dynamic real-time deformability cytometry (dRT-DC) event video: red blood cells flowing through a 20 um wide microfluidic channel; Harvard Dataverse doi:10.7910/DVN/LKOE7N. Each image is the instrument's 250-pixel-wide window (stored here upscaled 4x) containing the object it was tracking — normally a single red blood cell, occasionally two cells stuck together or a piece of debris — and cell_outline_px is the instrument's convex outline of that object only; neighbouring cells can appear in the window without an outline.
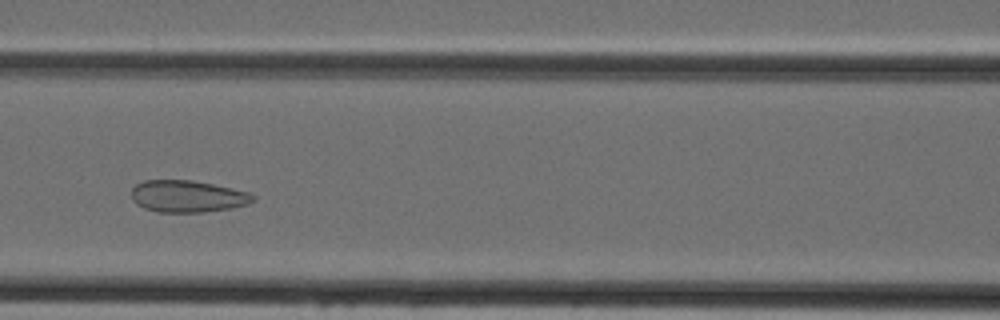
{"species": "Egyptian fruit bat (a non-hibernating species)", "species_latin": "Rousettus aegyptiacus", "temperature_condition": "cold", "stored_images_in_passage": 41, "camera_frame_rate_fps": 3000, "um_per_image_px": 0.085, "animal": {"sex": "female"}, "frame": {"image": 1, "passage_image": 15, "time_ms": 4.667, "image_size_px": [1000, 320], "cell_outline_px": [[256, 200], [248, 204], [232, 208], [204, 212], [156, 212], [144, 208], [136, 204], [132, 200], [132, 188], [136, 184], [144, 180], [192, 180], [212, 184], [248, 192], [256, 196]], "centroid_in_image_um": [15.94, 16.69], "position_along_channel_um": 150.7, "area_um2": 22.72}}
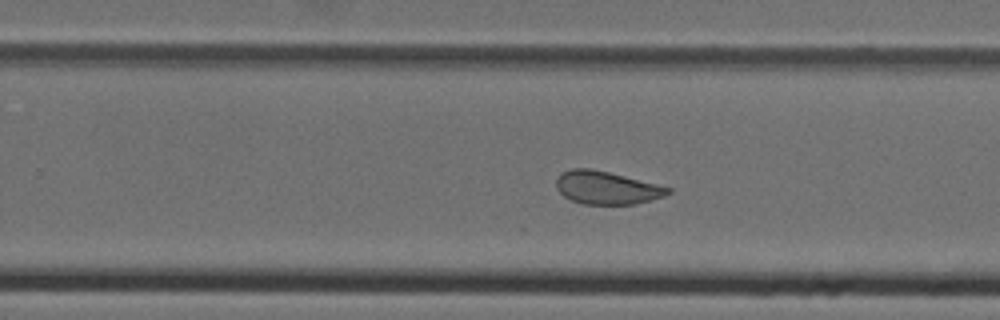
{"frame": {"image": 2, "passage_image": 24, "time_ms": 7.667, "image_size_px": [1000, 320], "cell_outline_px": [[672, 192], [664, 196], [636, 204], [584, 204], [572, 200], [564, 196], [556, 188], [556, 180], [560, 172], [572, 168], [592, 168], [672, 188]], "centroid_in_image_um": [51.54, 15.95], "position_along_channel_um": 278.3, "area_um2": 21.39}}
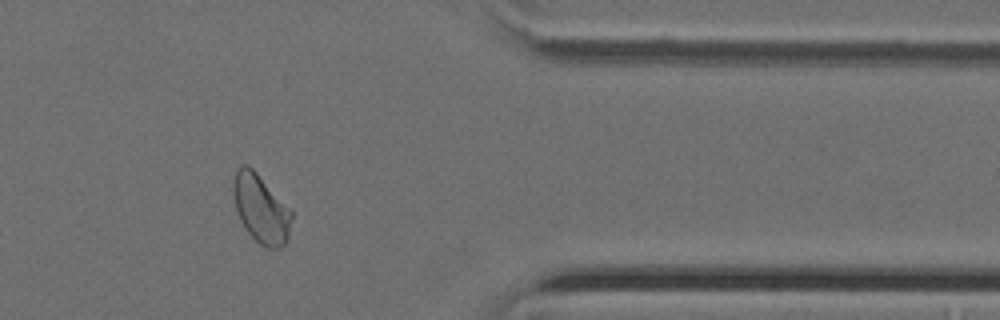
{"frame": {"image": 3, "passage_image": 33, "time_ms": 10.667, "image_size_px": [1000, 320], "cell_outline_px": [[292, 216], [288, 236], [284, 244], [280, 248], [268, 248], [260, 244], [244, 228], [236, 212], [232, 192], [232, 184], [236, 168], [240, 164], [248, 164], [292, 208]], "centroid_in_image_um": [22.16, 17.7], "position_along_channel_um": 389.2, "area_um2": 23.64}}